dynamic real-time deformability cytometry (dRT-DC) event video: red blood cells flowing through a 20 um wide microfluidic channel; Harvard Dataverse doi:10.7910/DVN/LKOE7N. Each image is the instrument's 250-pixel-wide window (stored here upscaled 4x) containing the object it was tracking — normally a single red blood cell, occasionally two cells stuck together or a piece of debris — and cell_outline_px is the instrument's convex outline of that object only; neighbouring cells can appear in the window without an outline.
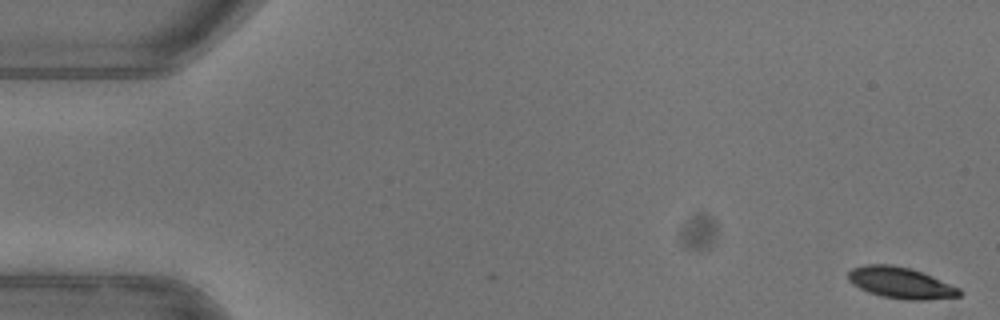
{"species": "common noctule bat (a hibernating species)", "species_latin": "Nyctalus noctula", "temperature_condition": "warm", "stored_images_in_passage": 52, "camera_frame_rate_fps": 3000, "um_per_image_px": 0.085, "animal": {"sex": "female"}, "frame": {"image": 1, "passage_image": 1, "time_ms": 0.0, "image_size_px": [1000, 320], "cell_outline_px": [[964, 292], [960, 296], [928, 300], [908, 300], [880, 296], [868, 292], [852, 284], [848, 280], [848, 272], [852, 268], [864, 264], [892, 264], [912, 268], [932, 276], [960, 288]], "centroid_in_image_um": [76.57, 24.03], "position_along_channel_um": 8.4, "area_um2": 20.52}}
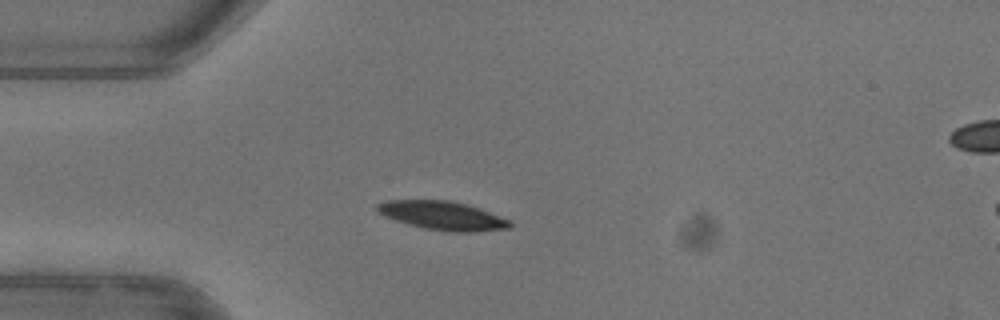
{"frame": {"image": 2, "passage_image": 14, "time_ms": 4.333, "image_size_px": [1000, 320], "cell_outline_px": [[512, 228], [476, 232], [452, 232], [424, 228], [408, 224], [384, 216], [376, 212], [376, 204], [388, 200], [448, 200], [464, 204], [512, 220]], "centroid_in_image_um": [37.61, 18.34], "position_along_channel_um": 47.4, "area_um2": 22.14}}
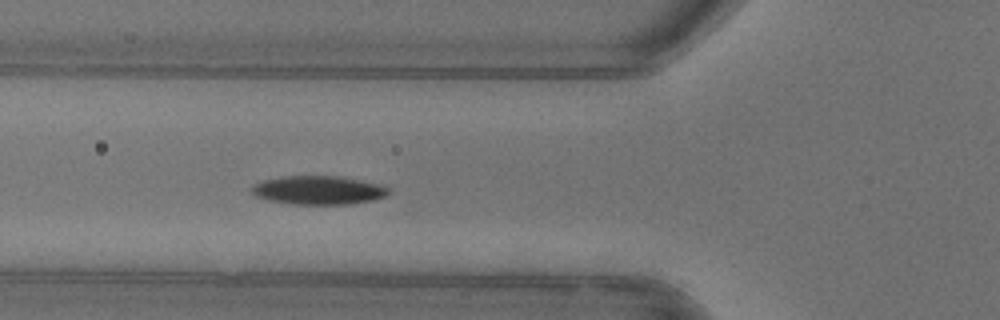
{"frame": {"image": 3, "passage_image": 19, "time_ms": 6.0, "image_size_px": [1000, 320], "cell_outline_px": [[392, 192], [388, 196], [372, 200], [348, 204], [292, 204], [268, 200], [252, 196], [252, 188], [256, 184], [264, 180], [284, 176], [340, 176], [380, 184], [388, 188]], "centroid_in_image_um": [27.09, 16.17], "position_along_channel_um": 98.7, "area_um2": 22.89}, "authors_computed_cell_mechanics": {"area_um2": 22.3108, "velocity_mm_per_s": 3.9506, "shape_relaxation_time_tau1_ms": 3.4445, "shape_relaxation_time_tau2_ms": null, "deformation_change_tau1": 0.1367, "deformation_change_tau2": null}}